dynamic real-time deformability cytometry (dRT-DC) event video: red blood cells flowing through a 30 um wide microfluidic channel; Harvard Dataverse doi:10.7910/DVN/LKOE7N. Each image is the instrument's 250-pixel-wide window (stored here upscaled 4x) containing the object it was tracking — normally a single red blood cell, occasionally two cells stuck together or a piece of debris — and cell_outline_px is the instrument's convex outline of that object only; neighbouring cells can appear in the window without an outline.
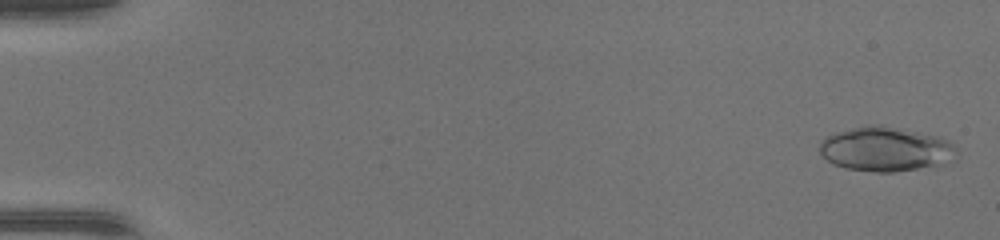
{"species": "common noctule bat (a hibernating species)", "species_latin": "Nyctalus noctula", "temperature_condition": "warm", "stored_images_in_passage": 48, "segment_of_instrument_passage": [1, 2], "camera_frame_rate_fps": 3000, "um_per_image_px": 0.085, "animal": {"sex": "female", "body_mass_g": 17.0, "forearm_length_mm": 48.0}, "frame": {"image": 1, "passage_image": 2, "time_ms": 0.333, "image_size_px": [1000, 240], "cell_outline_px": [[956, 152], [936, 164], [916, 168], [892, 172], [876, 172], [844, 168], [832, 164], [820, 152], [820, 144], [828, 136], [836, 132], [852, 128], [872, 124], [880, 124], [936, 136], [948, 140], [956, 148]], "centroid_in_image_um": [75.18, 12.66], "position_along_channel_um": 9.8, "area_um2": 34.45}}
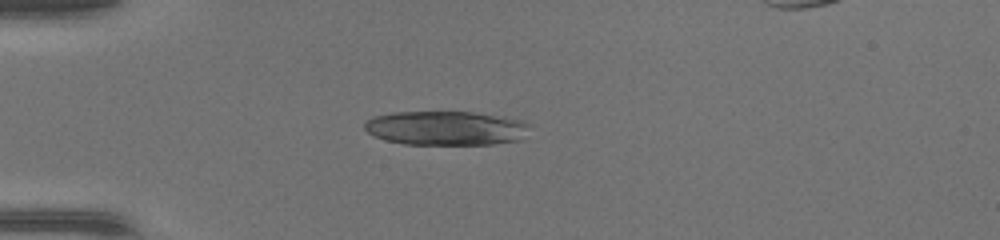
{"frame": {"image": 2, "passage_image": 14, "time_ms": 4.333, "image_size_px": [1000, 240], "cell_outline_px": [[532, 124], [520, 140], [492, 144], [404, 144], [384, 140], [372, 136], [364, 128], [364, 124], [372, 116], [392, 112], [476, 112], [504, 116], [524, 120]], "centroid_in_image_um": [37.91, 10.88], "position_along_channel_um": 47.1, "area_um2": 33.29}}